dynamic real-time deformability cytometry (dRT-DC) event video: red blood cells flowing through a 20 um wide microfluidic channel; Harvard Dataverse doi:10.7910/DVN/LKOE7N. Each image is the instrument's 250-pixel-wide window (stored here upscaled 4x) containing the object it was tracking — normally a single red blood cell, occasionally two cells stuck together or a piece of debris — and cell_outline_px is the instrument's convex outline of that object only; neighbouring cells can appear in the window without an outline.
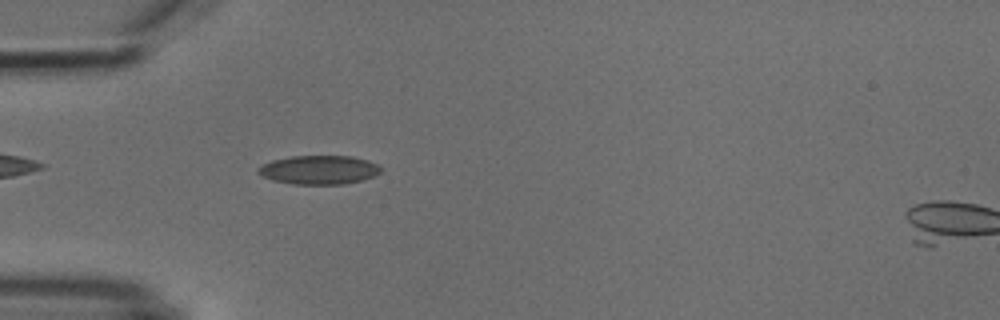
{"species": "common noctule bat (a hibernating species)", "species_latin": "Nyctalus noctula", "temperature_condition": "cold", "stored_images_in_passage": 6, "camera_frame_rate_fps": 3000, "um_per_image_px": 0.085, "animal": {"sex": "male", "body_mass_g": 18.8}, "frame": {"image": 1, "passage_image": 5, "time_ms": 4.667, "image_size_px": [1000, 320], "cell_outline_px": [[384, 168], [376, 176], [344, 184], [292, 184], [272, 180], [256, 172], [264, 164], [272, 160], [292, 156], [352, 156], [368, 160]], "centroid_in_image_um": [27.16, 14.43], "position_along_channel_um": 57.8, "area_um2": 20.58}}